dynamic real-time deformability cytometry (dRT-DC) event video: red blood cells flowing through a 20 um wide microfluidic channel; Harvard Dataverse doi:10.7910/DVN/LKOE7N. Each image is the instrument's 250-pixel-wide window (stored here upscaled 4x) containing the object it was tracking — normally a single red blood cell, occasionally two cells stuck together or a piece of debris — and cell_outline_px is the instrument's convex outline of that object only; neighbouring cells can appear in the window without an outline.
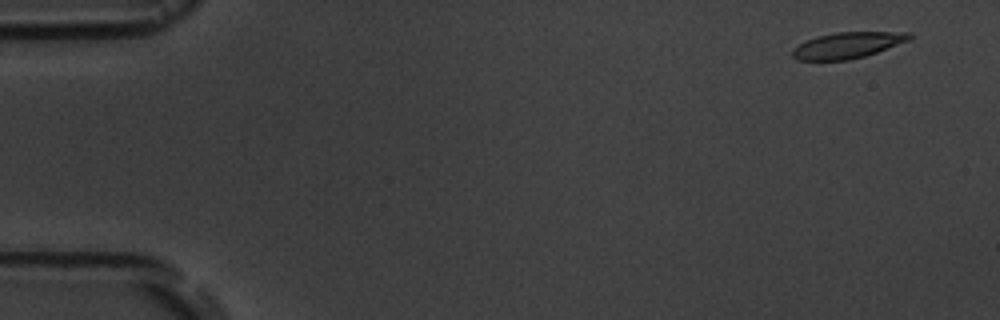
{"species": "common noctule bat (a hibernating species)", "species_latin": "Nyctalus noctula", "temperature_condition": "room temperature", "stored_images_in_passage": 5, "camera_frame_rate_fps": 3000, "um_per_image_px": 0.085, "animal": {"sex": "male", "body_mass_g": 19.5, "forearm_length_mm": 54.6}, "frame": {"image": 1, "passage_image": 2, "time_ms": 1.0, "image_size_px": [1000, 320], "cell_outline_px": [[912, 36], [908, 40], [876, 52], [864, 56], [848, 60], [796, 60], [792, 56], [792, 48], [816, 36], [836, 32], [912, 32]], "centroid_in_image_um": [72.01, 3.84], "position_along_channel_um": 13.0, "area_um2": 17.57}}
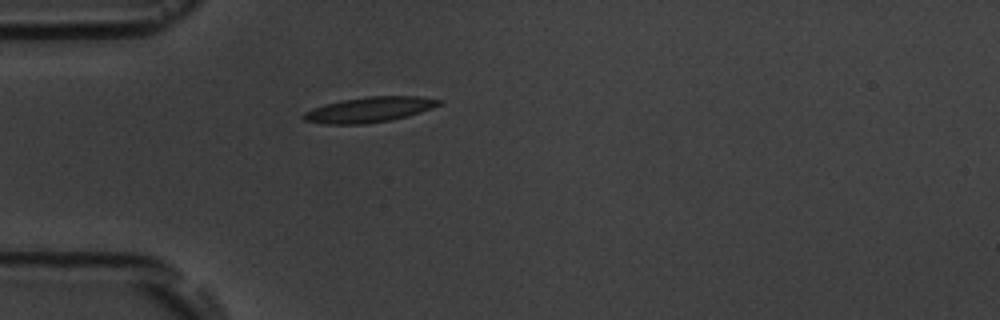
{"frame": {"image": 2, "passage_image": 5, "time_ms": 5.333, "image_size_px": [1000, 320], "cell_outline_px": [[444, 100], [440, 104], [432, 108], [420, 112], [388, 120], [364, 124], [324, 124], [304, 120], [300, 116], [304, 112], [312, 108], [324, 104], [344, 100], [368, 96], [420, 96]], "centroid_in_image_um": [31.36, 9.31], "position_along_channel_um": 53.6, "area_um2": 19.83}}